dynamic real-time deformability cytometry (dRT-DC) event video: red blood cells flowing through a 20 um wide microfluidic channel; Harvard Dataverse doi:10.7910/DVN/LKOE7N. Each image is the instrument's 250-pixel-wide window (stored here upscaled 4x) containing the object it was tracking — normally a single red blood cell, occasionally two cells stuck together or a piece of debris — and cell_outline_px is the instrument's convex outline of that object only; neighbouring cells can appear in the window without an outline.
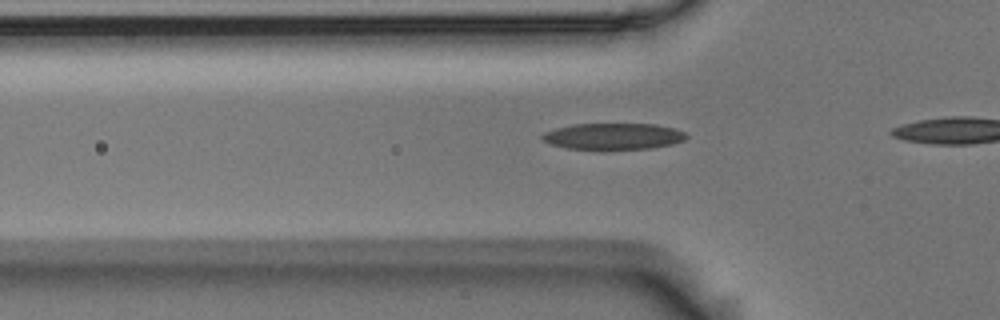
{"species": "Egyptian fruit bat (a non-hibernating species)", "species_latin": "Rousettus aegyptiacus", "temperature_condition": "room temperature", "stored_images_in_passage": 10, "camera_frame_rate_fps": 3000, "um_per_image_px": 0.085, "animal": {"sex": "male"}, "frame": {"image": 1, "passage_image": 7, "time_ms": 2.0, "image_size_px": [1000, 320], "cell_outline_px": [[688, 136], [684, 140], [672, 144], [652, 148], [600, 152], [568, 148], [552, 144], [544, 140], [540, 136], [544, 132], [556, 128], [576, 124], [656, 124], [672, 128], [684, 132]], "centroid_in_image_um": [52.12, 11.63], "position_along_channel_um": 73.7, "area_um2": 22.77}}